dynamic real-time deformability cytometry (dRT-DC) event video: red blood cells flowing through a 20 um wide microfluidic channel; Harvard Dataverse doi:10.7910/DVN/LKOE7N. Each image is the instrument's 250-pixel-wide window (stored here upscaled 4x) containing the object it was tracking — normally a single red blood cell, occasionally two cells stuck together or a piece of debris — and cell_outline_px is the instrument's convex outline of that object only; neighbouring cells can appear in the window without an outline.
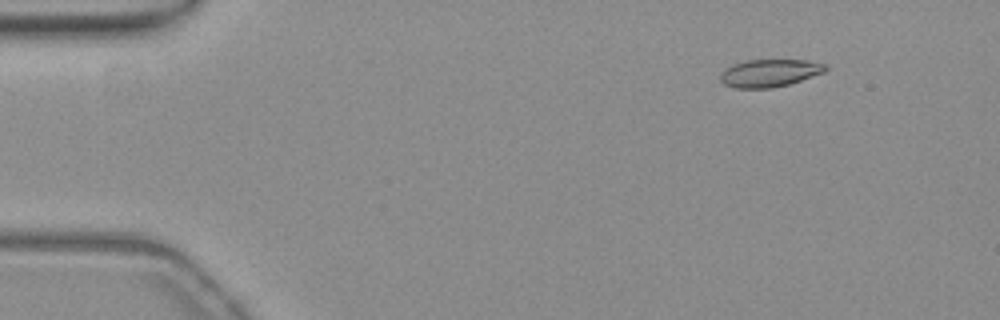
{"species": "common noctule bat (a hibernating species)", "species_latin": "Nyctalus noctula", "temperature_condition": "warm", "stored_images_in_passage": 48, "camera_frame_rate_fps": 3000, "um_per_image_px": 0.085, "animal": {"sex": "female", "body_mass_g": 19.3, "forearm_length_mm": 54.1}, "frame": {"image": 1, "passage_image": 1, "time_ms": 0.0, "image_size_px": [1000, 320], "cell_outline_px": [[828, 68], [824, 72], [788, 84], [772, 88], [736, 88], [724, 84], [720, 80], [720, 72], [724, 68], [732, 64], [744, 60], [808, 60], [828, 64]], "centroid_in_image_um": [65.39, 6.19], "position_along_channel_um": 19.6, "area_um2": 17.05}}
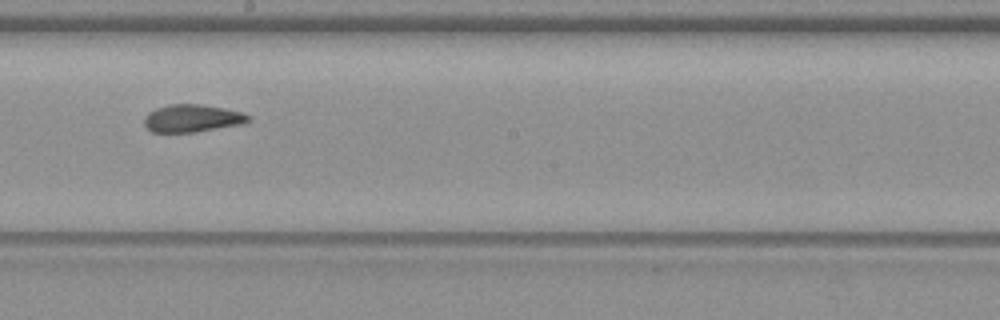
{"frame": {"image": 2, "passage_image": 25, "time_ms": 8.0, "image_size_px": [1000, 320], "cell_outline_px": [[252, 120], [240, 124], [196, 132], [152, 132], [144, 124], [144, 116], [148, 112], [156, 108], [168, 104], [200, 104], [240, 112], [252, 116]], "centroid_in_image_um": [16.31, 10.05], "position_along_channel_um": 231.9, "area_um2": 16.65}}
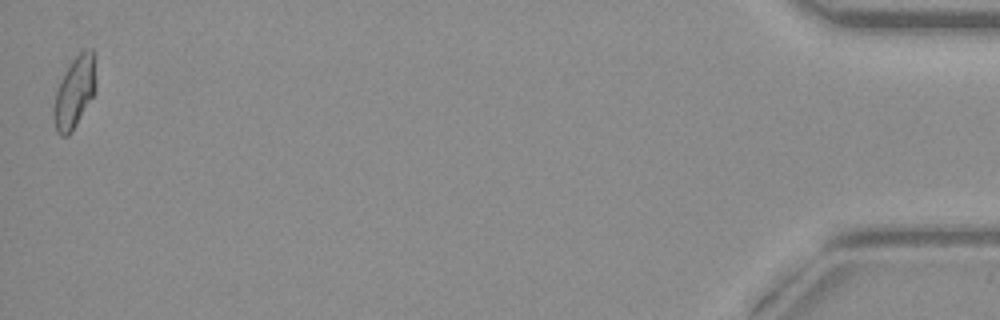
{"frame": {"image": 3, "passage_image": 48, "time_ms": 15.667, "image_size_px": [1000, 320], "cell_outline_px": [[96, 92], [76, 124], [68, 136], [60, 136], [56, 132], [52, 116], [52, 108], [56, 92], [60, 80], [72, 60], [84, 48], [92, 48], [96, 56]], "centroid_in_image_um": [6.35, 7.8], "position_along_channel_um": 428.8, "area_um2": 18.03}, "authors_computed_cell_mechanics": {"area_um2": 17.051, "velocity_mm_per_s": 3.8437, "shape_relaxation_time_tau1_ms": null, "shape_relaxation_time_tau2_ms": 2.9359, "deformation_change_tau1": null, "deformation_change_tau2": 0.0911}}